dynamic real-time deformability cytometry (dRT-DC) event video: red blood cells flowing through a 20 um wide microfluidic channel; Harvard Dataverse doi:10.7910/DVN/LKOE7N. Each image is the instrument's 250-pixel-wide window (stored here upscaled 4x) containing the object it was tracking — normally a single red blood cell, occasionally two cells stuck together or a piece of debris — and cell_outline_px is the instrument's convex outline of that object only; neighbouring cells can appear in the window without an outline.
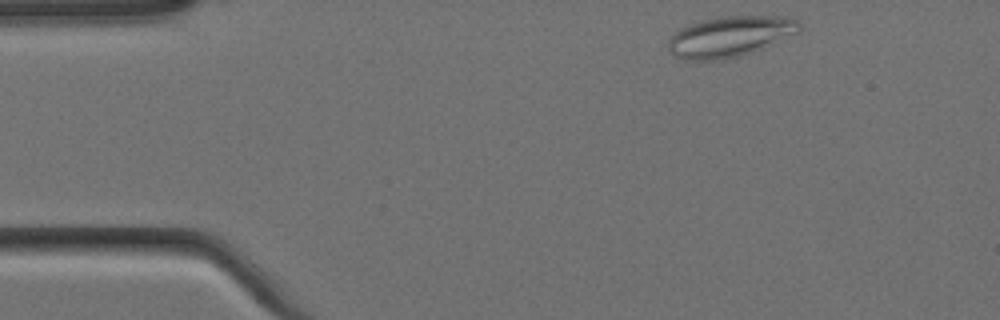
{"species": "Egyptian fruit bat (a non-hibernating species)", "species_latin": "Rousettus aegyptiacus", "temperature_condition": "cold", "stored_images_in_passage": 3, "camera_frame_rate_fps": 3000, "um_per_image_px": 0.085, "animal": {"sex": "female"}, "frame": {"image": 1, "passage_image": 1, "time_ms": 0.0, "image_size_px": [1000, 320], "cell_outline_px": [[800, 32], [752, 52], [740, 56], [712, 60], [684, 60], [672, 56], [668, 48], [668, 40], [680, 28], [700, 20], [720, 16], [784, 16], [796, 20], [800, 24]], "centroid_in_image_um": [62.02, 3.1], "position_along_channel_um": 23.0, "area_um2": 31.04}}